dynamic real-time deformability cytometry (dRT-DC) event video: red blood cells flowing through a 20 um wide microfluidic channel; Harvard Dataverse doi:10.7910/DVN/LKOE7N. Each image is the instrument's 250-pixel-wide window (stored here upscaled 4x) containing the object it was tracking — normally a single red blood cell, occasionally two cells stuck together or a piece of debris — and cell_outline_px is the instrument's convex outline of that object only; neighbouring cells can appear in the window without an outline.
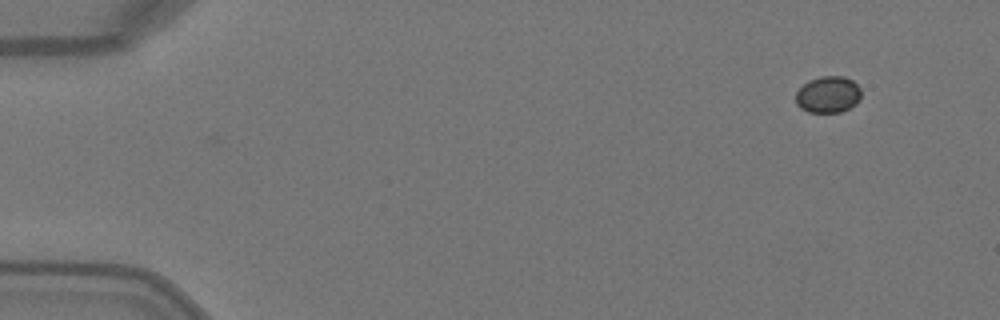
{"species": "Egyptian fruit bat (a non-hibernating species)", "species_latin": "Rousettus aegyptiacus", "temperature_condition": "warm", "stored_images_in_passage": 4, "camera_frame_rate_fps": 3000, "um_per_image_px": 0.085, "animal": {"sex": "female"}, "frame": {"image": 1, "passage_image": 4, "time_ms": 1.0, "image_size_px": [1000, 320], "cell_outline_px": [[860, 100], [856, 104], [840, 112], [808, 112], [800, 108], [796, 104], [796, 92], [808, 80], [820, 76], [844, 76], [852, 80], [860, 88]], "centroid_in_image_um": [70.38, 8.03], "position_along_channel_um": 14.6, "area_um2": 13.99}}